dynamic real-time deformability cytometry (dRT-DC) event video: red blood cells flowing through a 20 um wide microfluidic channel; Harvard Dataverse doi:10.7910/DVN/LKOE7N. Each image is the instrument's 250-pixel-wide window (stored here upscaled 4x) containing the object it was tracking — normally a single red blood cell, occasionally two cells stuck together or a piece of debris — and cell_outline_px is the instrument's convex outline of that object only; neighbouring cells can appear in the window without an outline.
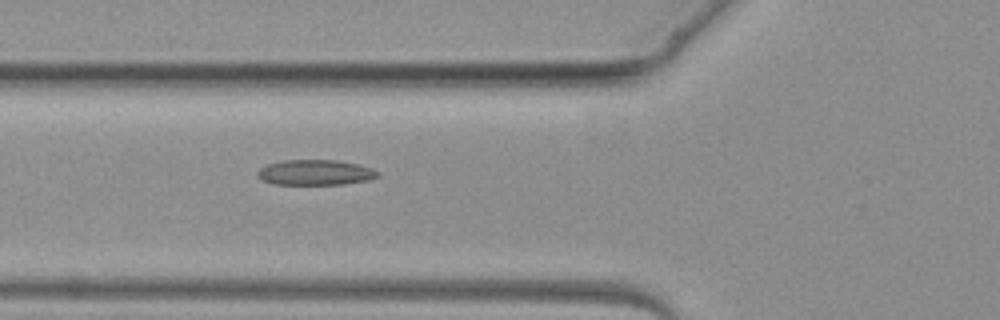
{"species": "common noctule bat (a hibernating species)", "species_latin": "Nyctalus noctula", "temperature_condition": "warm", "stored_images_in_passage": 3, "camera_frame_rate_fps": 3000, "um_per_image_px": 0.085, "animal": {"sex": "female", "body_mass_g": 19.3, "forearm_length_mm": 54.1}, "frame": {"image": 1, "passage_image": 2, "time_ms": 1.333, "image_size_px": [1000, 320], "cell_outline_px": [[380, 176], [368, 180], [344, 184], [272, 184], [256, 176], [256, 172], [260, 168], [268, 164], [284, 160], [336, 160], [356, 164], [372, 168], [380, 172]], "centroid_in_image_um": [26.81, 14.66], "position_along_channel_um": 99.0, "area_um2": 17.74}}